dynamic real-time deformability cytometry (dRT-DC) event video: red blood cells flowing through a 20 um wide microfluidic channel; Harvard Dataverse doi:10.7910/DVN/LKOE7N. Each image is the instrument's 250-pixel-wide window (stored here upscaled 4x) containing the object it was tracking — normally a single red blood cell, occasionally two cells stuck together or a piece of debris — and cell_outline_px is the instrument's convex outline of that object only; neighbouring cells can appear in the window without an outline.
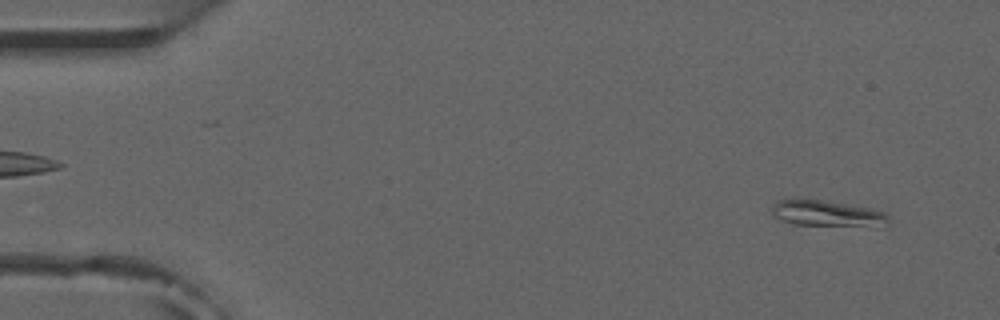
{"species": "common noctule bat (a hibernating species)", "species_latin": "Nyctalus noctula", "temperature_condition": "room temperature", "stored_images_in_passage": 52, "camera_frame_rate_fps": 3000, "um_per_image_px": 0.085, "animal": {"sex": "male", "forearm_length_mm": 52.5}, "frame": {"image": 1, "passage_image": 3, "time_ms": 0.667, "image_size_px": [1000, 320], "cell_outline_px": [[888, 224], [884, 228], [792, 224], [780, 220], [772, 216], [772, 208], [776, 200], [792, 196], [820, 200], [872, 208], [884, 212], [888, 216]], "centroid_in_image_um": [70.3, 18.15], "position_along_channel_um": 14.7, "area_um2": 18.73}}
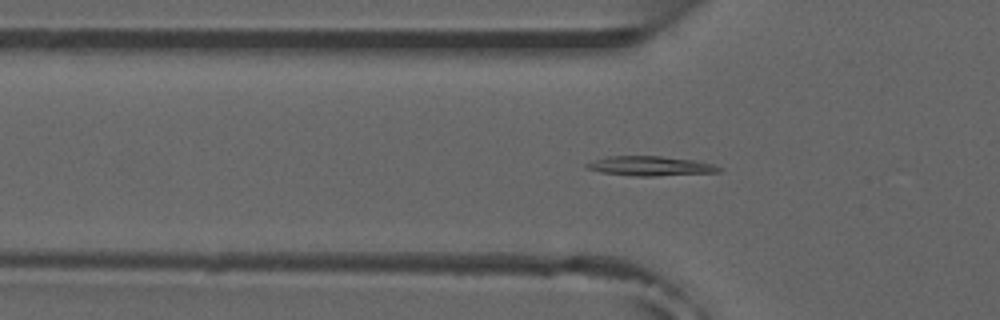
{"frame": {"image": 2, "passage_image": 16, "time_ms": 5.0, "image_size_px": [1000, 320], "cell_outline_px": [[724, 168], [720, 172], [656, 176], [636, 176], [600, 172], [584, 168], [584, 164], [608, 156], [660, 156], [696, 160], [716, 164]], "centroid_in_image_um": [55.34, 14.11], "position_along_channel_um": 70.5, "area_um2": 15.26}}
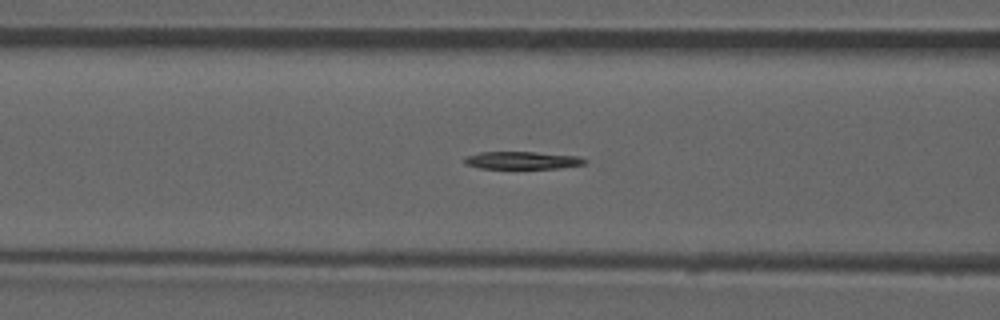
{"frame": {"image": 3, "passage_image": 20, "time_ms": 6.333, "image_size_px": [1000, 320], "cell_outline_px": [[588, 160], [584, 164], [560, 168], [480, 168], [464, 164], [460, 160], [464, 156], [480, 152], [536, 152], [576, 156]], "centroid_in_image_um": [44.3, 13.62], "position_along_channel_um": 122.3, "area_um2": 12.37}}